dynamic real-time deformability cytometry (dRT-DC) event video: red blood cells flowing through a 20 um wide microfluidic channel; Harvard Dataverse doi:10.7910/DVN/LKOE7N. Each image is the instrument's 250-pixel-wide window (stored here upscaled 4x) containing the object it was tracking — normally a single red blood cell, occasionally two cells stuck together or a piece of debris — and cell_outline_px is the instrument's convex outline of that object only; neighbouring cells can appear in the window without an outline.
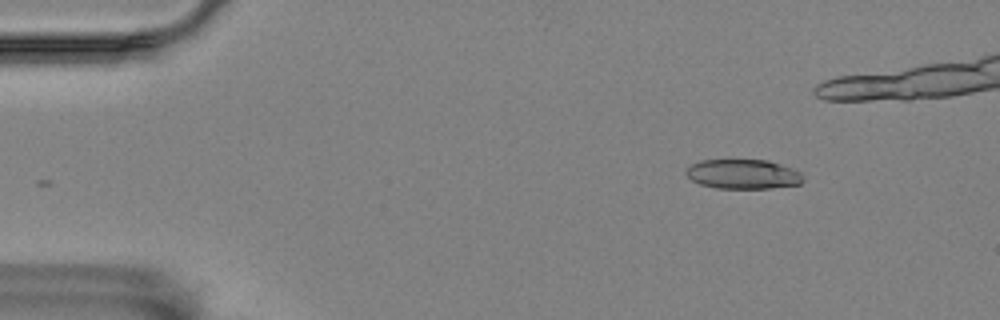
{"species": "Egyptian fruit bat (a non-hibernating species)", "species_latin": "Rousettus aegyptiacus", "temperature_condition": "room temperature", "stored_images_in_passage": 39, "camera_frame_rate_fps": 3000, "um_per_image_px": 0.085, "animal": {"sex": "female"}, "frame": {"image": 1, "passage_image": 1, "time_ms": 0.0, "image_size_px": [1000, 320], "cell_outline_px": [[804, 180], [800, 184], [768, 188], [716, 188], [700, 184], [692, 180], [684, 172], [692, 164], [700, 160], [768, 160], [792, 168], [800, 172]], "centroid_in_image_um": [63.16, 14.8], "position_along_channel_um": 21.8, "area_um2": 20.06}}
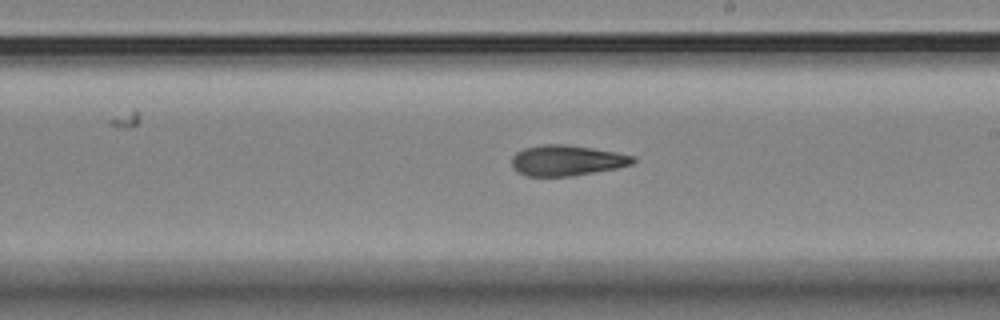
{"frame": {"image": 2, "passage_image": 26, "time_ms": 8.333, "image_size_px": [1000, 320], "cell_outline_px": [[636, 160], [632, 164], [616, 168], [572, 176], [528, 176], [516, 172], [512, 164], [512, 156], [516, 152], [524, 148], [544, 144], [568, 144], [616, 152], [636, 156]], "centroid_in_image_um": [48.17, 13.63], "position_along_channel_um": 240.8, "area_um2": 21.68}}
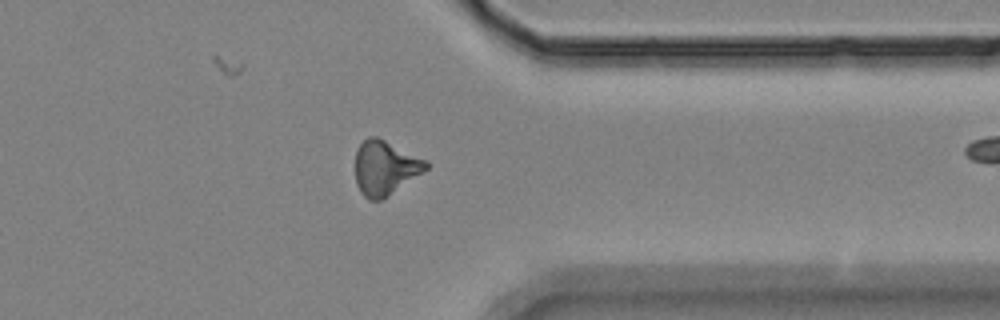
{"frame": {"image": 3, "passage_image": 38, "time_ms": 12.333, "image_size_px": [1000, 320], "cell_outline_px": [[428, 168], [380, 200], [368, 200], [364, 196], [356, 184], [356, 152], [360, 144], [368, 136], [376, 136], [428, 160]], "centroid_in_image_um": [32.72, 14.24], "position_along_channel_um": 378.7, "area_um2": 22.02}}